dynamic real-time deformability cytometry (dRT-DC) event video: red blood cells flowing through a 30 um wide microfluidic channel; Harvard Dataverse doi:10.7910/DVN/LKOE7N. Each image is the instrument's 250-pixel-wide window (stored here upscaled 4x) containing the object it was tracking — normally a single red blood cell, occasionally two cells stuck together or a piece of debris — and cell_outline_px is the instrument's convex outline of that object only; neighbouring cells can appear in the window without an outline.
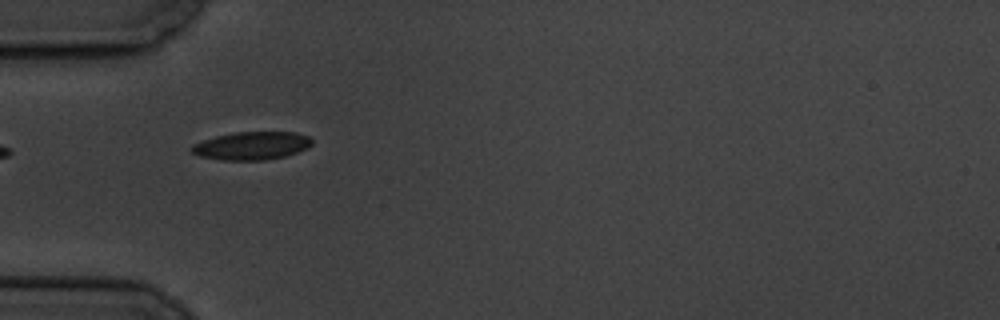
{"species": "common noctule bat (a hibernating species)", "species_latin": "Nyctalus noctula", "temperature_condition": "cold", "stored_images_in_passage": 8, "camera_frame_rate_fps": 3000, "um_per_image_px": 0.085, "animal": {"sex": "male", "body_mass_g": 19.5, "forearm_length_mm": 54.6}, "frame": {"image": 1, "passage_image": 5, "time_ms": 5.333, "image_size_px": [1000, 320], "cell_outline_px": [[312, 144], [308, 148], [284, 156], [264, 160], [220, 160], [200, 156], [192, 152], [188, 148], [192, 144], [216, 136], [236, 132], [296, 132], [308, 136], [312, 140]], "centroid_in_image_um": [21.38, 12.38], "position_along_channel_um": 63.6, "area_um2": 19.65}}
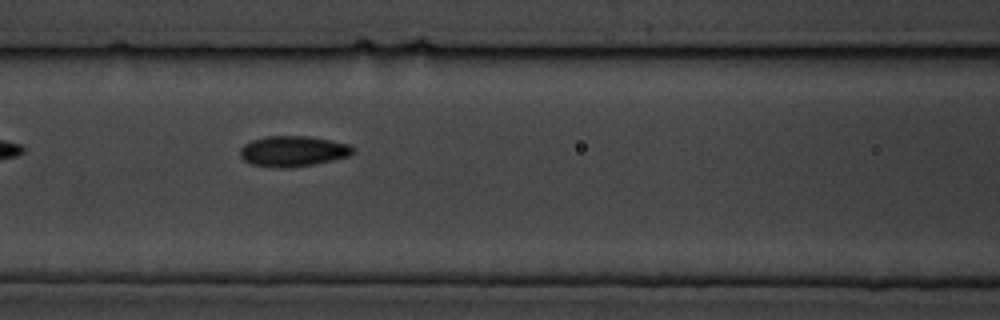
{"frame": {"image": 2, "passage_image": 7, "time_ms": 7.667, "image_size_px": [1000, 320], "cell_outline_px": [[356, 152], [348, 156], [316, 164], [288, 168], [276, 168], [252, 164], [244, 160], [240, 156], [240, 148], [244, 144], [252, 140], [264, 136], [308, 136], [348, 144], [356, 148]], "centroid_in_image_um": [24.91, 12.85], "position_along_channel_um": 141.7, "area_um2": 20.23}}
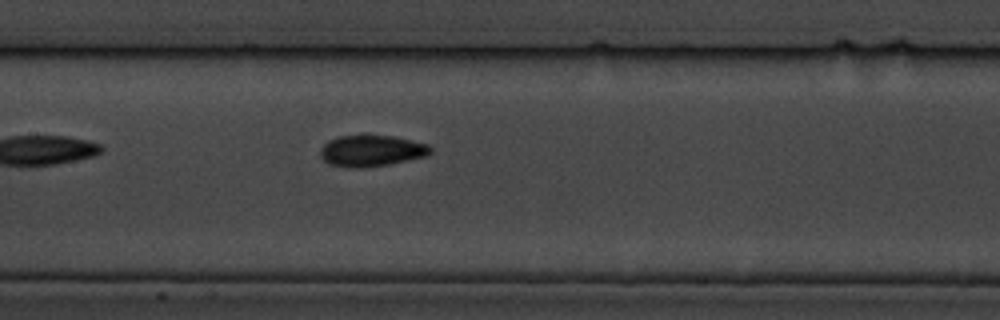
{"frame": {"image": 3, "passage_image": 8, "time_ms": 8.667, "image_size_px": [1000, 320], "cell_outline_px": [[432, 152], [424, 156], [388, 164], [360, 168], [348, 168], [328, 164], [320, 156], [320, 148], [328, 140], [336, 136], [364, 132], [392, 136], [428, 144], [432, 148]], "centroid_in_image_um": [31.5, 12.77], "position_along_channel_um": 175.9, "area_um2": 20.75}}